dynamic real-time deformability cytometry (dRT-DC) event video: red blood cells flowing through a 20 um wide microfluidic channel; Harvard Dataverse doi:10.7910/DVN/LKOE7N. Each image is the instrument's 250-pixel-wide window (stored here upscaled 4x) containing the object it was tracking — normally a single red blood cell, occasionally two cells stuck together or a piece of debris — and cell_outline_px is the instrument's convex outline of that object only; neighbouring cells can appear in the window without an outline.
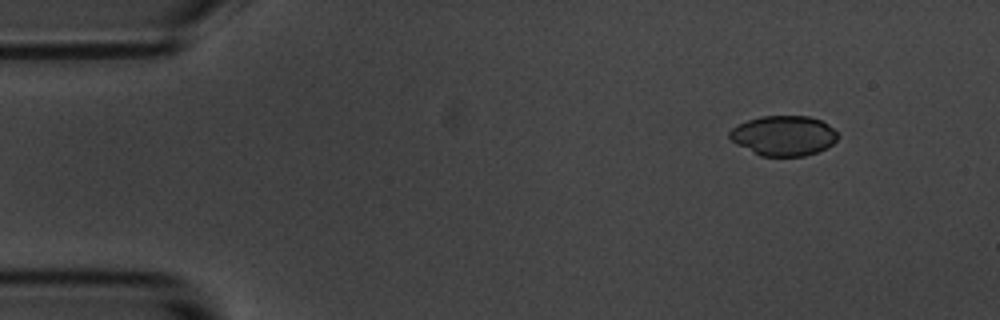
{"species": "common noctule bat (a hibernating species)", "species_latin": "Nyctalus noctula", "temperature_condition": "room temperature", "stored_images_in_passage": 4, "camera_frame_rate_fps": 3000, "um_per_image_px": 0.085, "animal": {"sex": "male", "body_mass_g": 20.1, "forearm_length_mm": 53.5}, "frame": {"image": 1, "passage_image": 2, "time_ms": 1.0, "image_size_px": [1000, 320], "cell_outline_px": [[840, 136], [832, 144], [816, 152], [804, 156], [760, 156], [736, 144], [728, 136], [728, 132], [732, 128], [748, 120], [760, 116], [808, 116], [820, 120], [828, 124]], "centroid_in_image_um": [66.59, 11.53], "position_along_channel_um": 18.4, "area_um2": 25.14}}
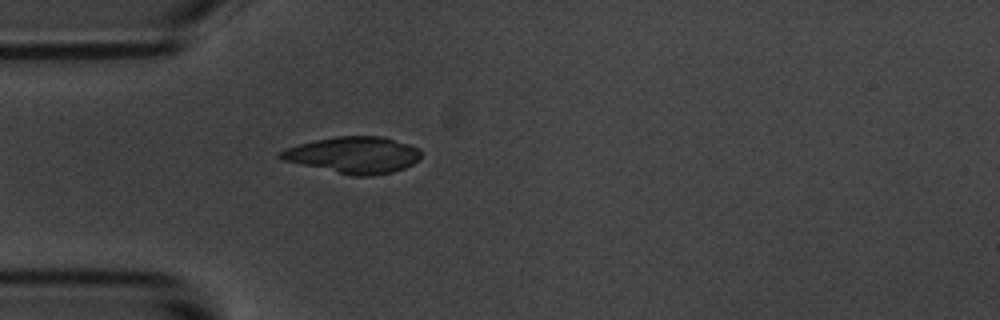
{"frame": {"image": 2, "passage_image": 4, "time_ms": 4.333, "image_size_px": [1000, 320], "cell_outline_px": [[420, 156], [412, 164], [404, 168], [392, 172], [372, 176], [352, 176], [284, 160], [276, 156], [280, 152], [288, 148], [300, 144], [316, 140], [336, 136], [384, 136], [420, 148]], "centroid_in_image_um": [30.08, 13.17], "position_along_channel_um": 54.9, "area_um2": 29.59}}